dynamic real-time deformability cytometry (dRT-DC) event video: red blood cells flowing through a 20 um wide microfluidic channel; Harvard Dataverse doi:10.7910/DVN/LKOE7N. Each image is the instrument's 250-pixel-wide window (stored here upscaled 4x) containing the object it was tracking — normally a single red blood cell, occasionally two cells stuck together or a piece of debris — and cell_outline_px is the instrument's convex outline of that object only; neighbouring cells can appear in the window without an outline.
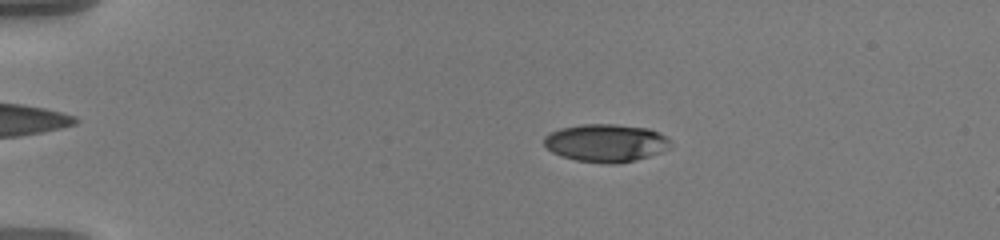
{"species": "human", "species_latin": "Homo sapiens", "temperature_condition": "warm", "stored_images_in_passage": 50, "camera_frame_rate_fps": 3000, "um_per_image_px": 0.085, "donor": {"sex": "male"}, "frame": {"image": 1, "passage_image": 5, "time_ms": 1.333, "image_size_px": [1000, 240], "cell_outline_px": [[668, 148], [660, 152], [636, 160], [616, 164], [608, 164], [576, 160], [552, 152], [544, 144], [544, 136], [548, 132], [560, 128], [580, 124], [616, 124], [648, 128], [660, 132], [668, 140]], "centroid_in_image_um": [51.46, 12.14], "position_along_channel_um": 33.5, "area_um2": 27.8}}
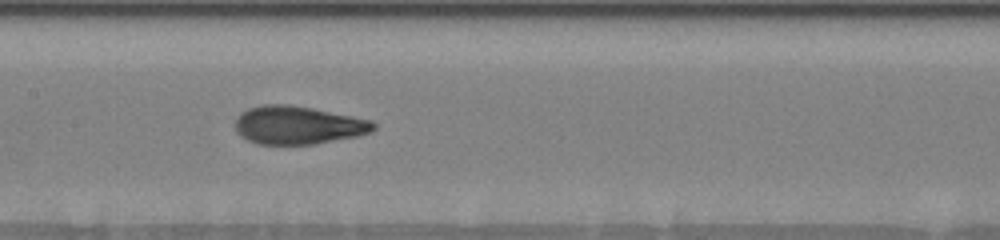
{"frame": {"image": 2, "passage_image": 23, "time_ms": 7.333, "image_size_px": [1000, 240], "cell_outline_px": [[376, 128], [368, 132], [356, 136], [316, 144], [256, 144], [240, 136], [236, 132], [236, 116], [240, 112], [248, 108], [264, 104], [288, 104], [312, 108], [372, 120], [376, 124]], "centroid_in_image_um": [25.29, 10.63], "position_along_channel_um": 182.1, "area_um2": 30.81}}
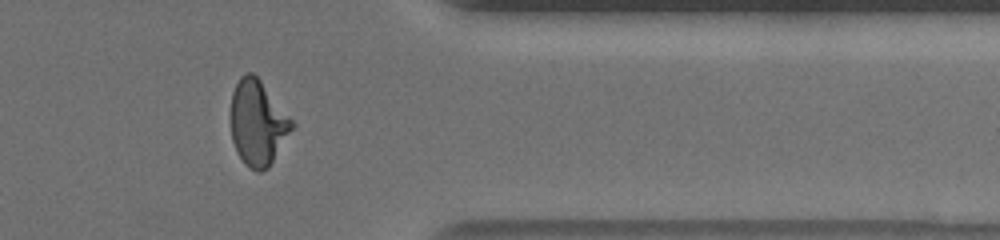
{"frame": {"image": 3, "passage_image": 41, "time_ms": 13.333, "image_size_px": [1000, 240], "cell_outline_px": [[296, 124], [268, 168], [260, 172], [256, 172], [244, 164], [236, 152], [232, 140], [232, 92], [240, 76], [244, 72], [252, 72], [260, 80]], "centroid_in_image_um": [21.91, 10.46], "position_along_channel_um": 389.5, "area_um2": 30.17}, "authors_computed_cell_mechanics": {"area_um2": 29.9115, "velocity_mm_per_s": 3.6035, "shape_relaxation_time_tau1_ms": 6.0385, "shape_relaxation_time_tau2_ms": 1.1185, "deformation_change_tau1": 0.2353, "deformation_change_tau2": 0.0796}}